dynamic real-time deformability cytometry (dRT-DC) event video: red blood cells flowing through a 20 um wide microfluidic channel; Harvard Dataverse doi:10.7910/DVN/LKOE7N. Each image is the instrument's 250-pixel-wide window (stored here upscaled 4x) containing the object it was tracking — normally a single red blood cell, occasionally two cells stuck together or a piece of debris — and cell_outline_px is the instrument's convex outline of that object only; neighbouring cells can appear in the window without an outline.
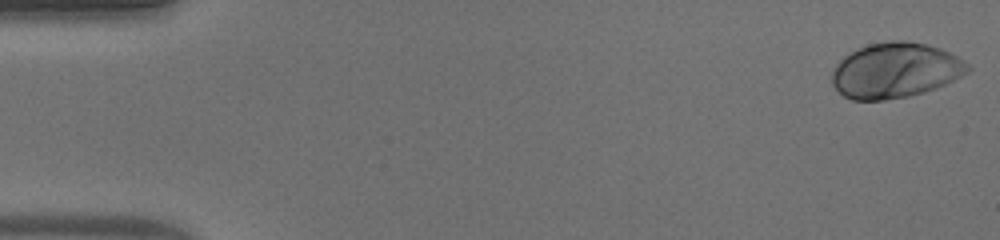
{"species": "human", "species_latin": "Homo sapiens", "temperature_condition": "warm", "stored_images_in_passage": 48, "camera_frame_rate_fps": 3000, "um_per_image_px": 0.085, "donor": {"sex": "male"}, "frame": {"image": 1, "passage_image": 1, "time_ms": 0.0, "image_size_px": [1000, 240], "cell_outline_px": [[972, 68], [968, 72], [936, 88], [924, 92], [908, 96], [884, 100], [852, 100], [844, 96], [832, 84], [832, 72], [836, 64], [844, 56], [856, 48], [868, 44], [888, 40], [904, 40], [928, 44], [940, 48], [956, 56], [968, 64]], "centroid_in_image_um": [76.08, 5.97], "position_along_channel_um": 8.9, "area_um2": 43.75}}
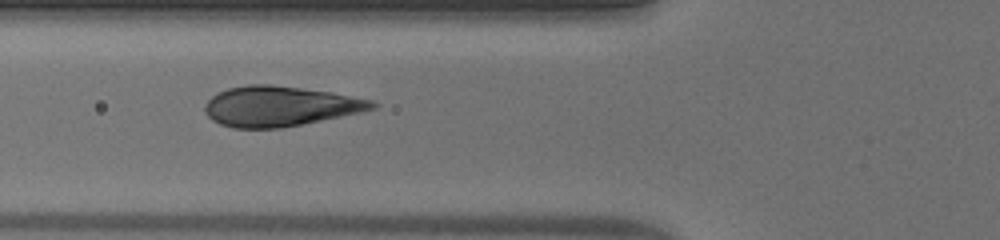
{"frame": {"image": 2, "passage_image": 18, "time_ms": 5.667, "image_size_px": [1000, 240], "cell_outline_px": [[380, 104], [376, 108], [364, 112], [280, 128], [232, 128], [220, 124], [212, 120], [204, 112], [204, 104], [212, 96], [228, 88], [248, 84], [268, 84], [332, 92], [372, 100]], "centroid_in_image_um": [23.8, 9.03], "position_along_channel_um": 102.0, "area_um2": 39.19}}
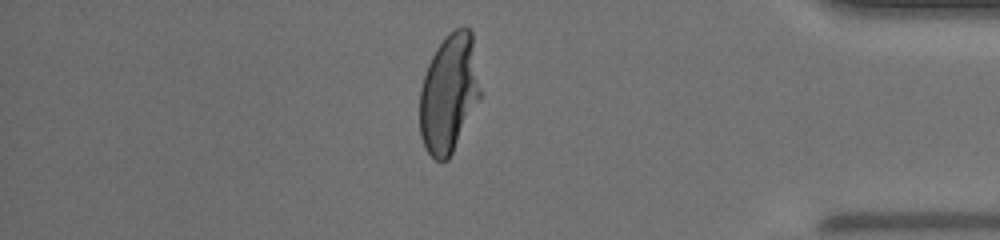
{"frame": {"image": 3, "passage_image": 41, "time_ms": 13.333, "image_size_px": [1000, 240], "cell_outline_px": [[480, 96], [448, 160], [436, 160], [428, 152], [420, 136], [420, 88], [428, 64], [436, 48], [444, 36], [448, 32], [456, 28], [468, 28], [472, 32], [480, 88]], "centroid_in_image_um": [38.14, 7.9], "position_along_channel_um": 397.1, "area_um2": 41.27}, "authors_computed_cell_mechanics": {"area_um2": 41.5871, "velocity_mm_per_s": 4.2456, "shape_relaxation_time_tau1_ms": 4.0827, "shape_relaxation_time_tau2_ms": null, "deformation_change_tau1": 0.217, "deformation_change_tau2": null}}